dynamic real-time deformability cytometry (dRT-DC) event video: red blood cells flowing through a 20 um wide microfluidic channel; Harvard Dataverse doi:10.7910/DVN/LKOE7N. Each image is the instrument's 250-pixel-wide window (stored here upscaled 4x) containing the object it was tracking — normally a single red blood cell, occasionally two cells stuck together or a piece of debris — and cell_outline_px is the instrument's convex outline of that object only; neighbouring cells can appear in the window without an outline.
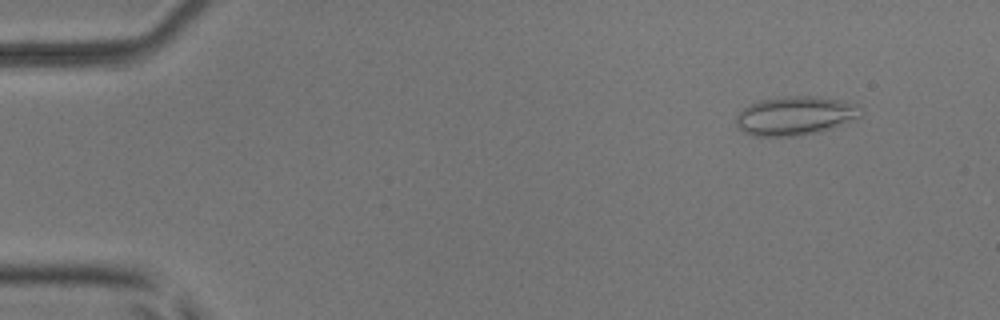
{"species": "common noctule bat (a hibernating species)", "species_latin": "Nyctalus noctula", "temperature_condition": "room temperature", "stored_images_in_passage": 17, "camera_frame_rate_fps": 3000, "um_per_image_px": 0.085, "animal": {"sex": "male", "body_mass_g": 17.9, "forearm_length_mm": 54.2}, "frame": {"image": 1, "passage_image": 5, "time_ms": 1.333, "image_size_px": [1000, 320], "cell_outline_px": [[864, 108], [860, 116], [832, 128], [820, 132], [796, 136], [752, 136], [744, 132], [736, 124], [736, 116], [744, 108], [760, 100], [784, 96], [816, 96], [840, 100], [856, 104]], "centroid_in_image_um": [67.61, 9.84], "position_along_channel_um": 17.4, "area_um2": 28.21}}